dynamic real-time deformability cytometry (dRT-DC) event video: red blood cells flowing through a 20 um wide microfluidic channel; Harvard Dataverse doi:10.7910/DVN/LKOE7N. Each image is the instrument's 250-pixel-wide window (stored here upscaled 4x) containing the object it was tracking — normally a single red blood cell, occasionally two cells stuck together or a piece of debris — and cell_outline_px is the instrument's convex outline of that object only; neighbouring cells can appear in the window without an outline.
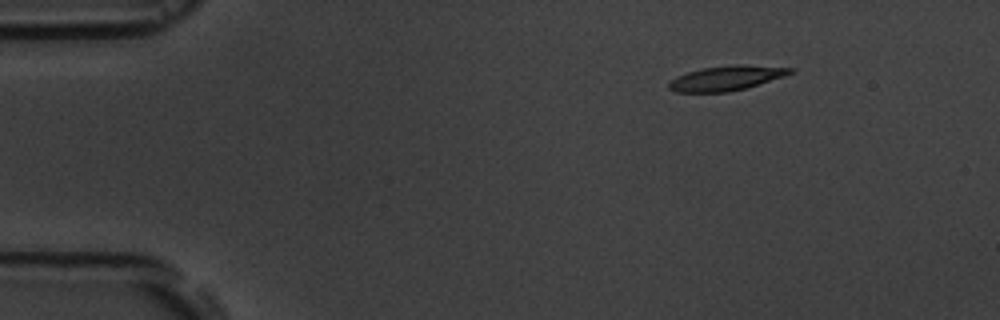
{"species": "common noctule bat (a hibernating species)", "species_latin": "Nyctalus noctula", "temperature_condition": "room temperature", "stored_images_in_passage": 3, "camera_frame_rate_fps": 3000, "um_per_image_px": 0.085, "animal": {"sex": "male", "body_mass_g": 19.5, "forearm_length_mm": 54.6}, "frame": {"image": 1, "passage_image": 1, "time_ms": 0.0, "image_size_px": [1000, 320], "cell_outline_px": [[796, 72], [784, 76], [744, 88], [728, 92], [676, 92], [668, 88], [668, 84], [676, 76], [700, 68], [736, 64], [744, 64], [792, 68]], "centroid_in_image_um": [61.73, 6.63], "position_along_channel_um": 23.3, "area_um2": 17.4}}
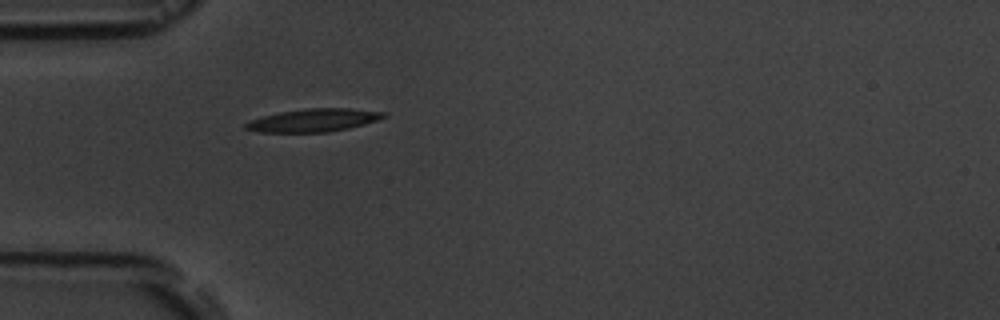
{"frame": {"image": 2, "passage_image": 3, "time_ms": 3.0, "image_size_px": [1000, 320], "cell_outline_px": [[388, 116], [364, 124], [348, 128], [328, 132], [260, 132], [244, 128], [244, 124], [252, 120], [264, 116], [280, 112], [304, 108], [348, 108], [388, 112]], "centroid_in_image_um": [26.7, 10.21], "position_along_channel_um": 58.3, "area_um2": 18.38}}